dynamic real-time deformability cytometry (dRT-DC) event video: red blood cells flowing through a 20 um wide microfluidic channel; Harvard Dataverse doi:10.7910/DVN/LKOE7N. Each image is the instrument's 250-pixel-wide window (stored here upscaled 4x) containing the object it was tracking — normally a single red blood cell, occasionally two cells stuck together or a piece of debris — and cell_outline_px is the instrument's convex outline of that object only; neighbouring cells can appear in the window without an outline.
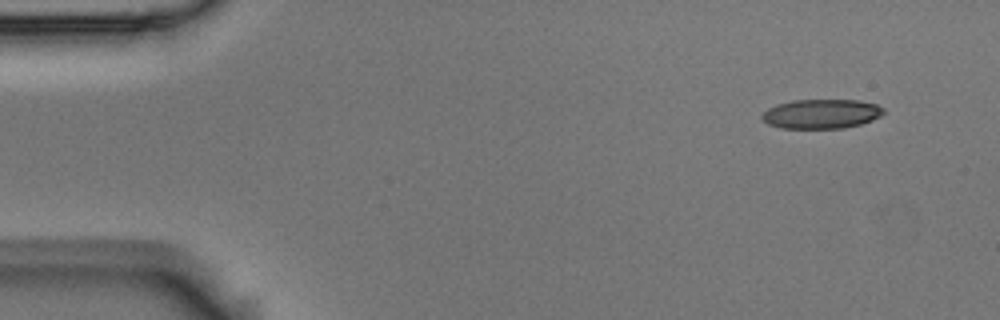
{"species": "Egyptian fruit bat (a non-hibernating species)", "species_latin": "Rousettus aegyptiacus", "temperature_condition": "room temperature", "stored_images_in_passage": 4, "camera_frame_rate_fps": 3000, "um_per_image_px": 0.085, "animal": {"sex": "male"}, "frame": {"image": 1, "passage_image": 1, "time_ms": 0.0, "image_size_px": [1000, 320], "cell_outline_px": [[884, 112], [880, 116], [872, 120], [860, 124], [844, 128], [780, 128], [768, 124], [760, 116], [768, 108], [776, 104], [792, 100], [860, 100], [876, 104], [884, 108]], "centroid_in_image_um": [69.81, 9.67], "position_along_channel_um": 15.2, "area_um2": 20.87}}
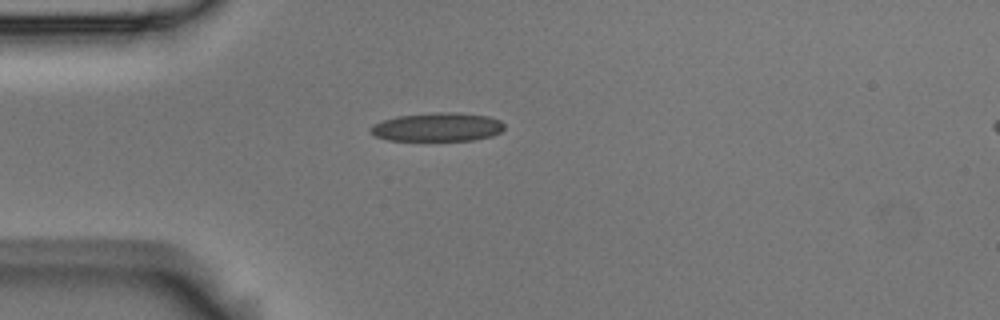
{"frame": {"image": 2, "passage_image": 4, "time_ms": 1.0, "image_size_px": [1000, 320], "cell_outline_px": [[504, 128], [500, 132], [492, 136], [472, 140], [388, 140], [376, 136], [368, 128], [372, 124], [396, 116], [440, 112], [456, 112], [488, 116], [500, 120], [504, 124]], "centroid_in_image_um": [37.19, 10.79], "position_along_channel_um": 47.8, "area_um2": 22.25}}